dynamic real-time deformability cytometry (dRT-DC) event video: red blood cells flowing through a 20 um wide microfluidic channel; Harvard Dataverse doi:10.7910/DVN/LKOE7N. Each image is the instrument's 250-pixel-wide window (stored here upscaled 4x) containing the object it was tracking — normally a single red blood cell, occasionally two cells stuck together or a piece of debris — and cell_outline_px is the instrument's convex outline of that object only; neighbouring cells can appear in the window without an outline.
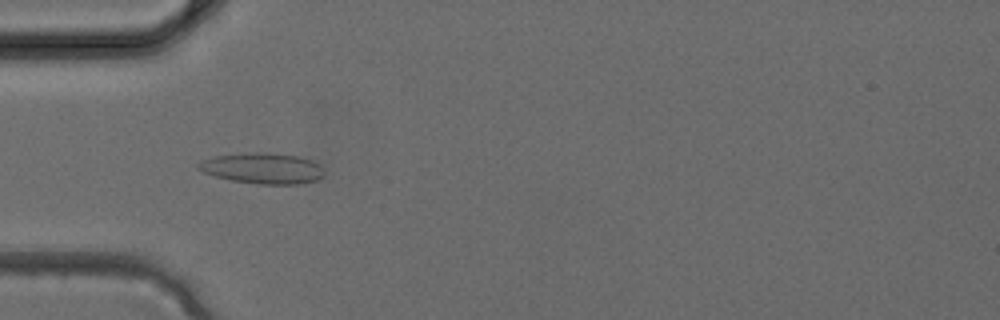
{"species": "common noctule bat (a hibernating species)", "species_latin": "Nyctalus noctula", "temperature_condition": "cold", "stored_images_in_passage": 3, "camera_frame_rate_fps": 3000, "um_per_image_px": 0.085, "animal": {"sex": "female", "body_mass_g": 24.6, "forearm_length_mm": 56.2}, "frame": {"image": 1, "passage_image": 2, "time_ms": 0.333, "image_size_px": [1000, 320], "cell_outline_px": [[324, 176], [316, 180], [300, 184], [260, 184], [232, 180], [216, 176], [204, 172], [196, 168], [196, 164], [200, 160], [216, 156], [252, 152], [264, 152], [300, 156], [312, 160], [320, 164], [324, 172]], "centroid_in_image_um": [22.34, 14.3], "position_along_channel_um": 62.7, "area_um2": 22.66}}